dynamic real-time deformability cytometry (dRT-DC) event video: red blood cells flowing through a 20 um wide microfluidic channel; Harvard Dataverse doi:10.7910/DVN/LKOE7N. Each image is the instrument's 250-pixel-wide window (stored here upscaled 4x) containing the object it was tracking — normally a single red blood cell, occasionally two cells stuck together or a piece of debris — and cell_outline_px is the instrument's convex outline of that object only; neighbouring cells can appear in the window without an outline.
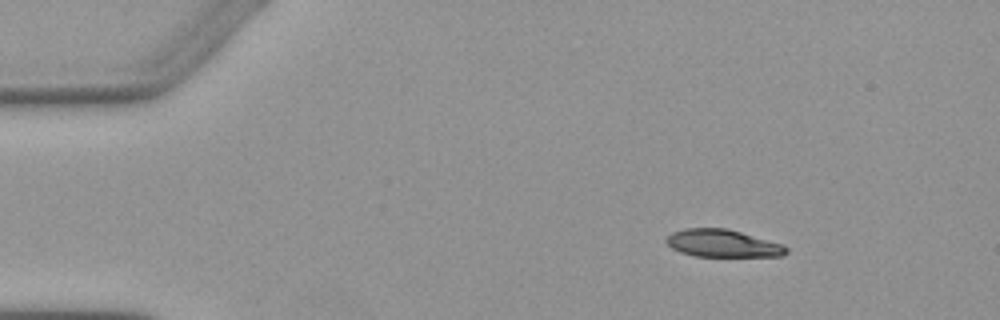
{"species": "Egyptian fruit bat (a non-hibernating species)", "species_latin": "Rousettus aegyptiacus", "temperature_condition": "warm", "stored_images_in_passage": 4, "camera_frame_rate_fps": 3000, "um_per_image_px": 0.085, "animal": {"sex": "female"}, "frame": {"image": 1, "passage_image": 1, "time_ms": 0.0, "image_size_px": [1000, 320], "cell_outline_px": [[788, 252], [784, 256], [692, 256], [680, 252], [672, 248], [664, 240], [672, 232], [684, 228], [728, 228], [784, 244], [788, 248]], "centroid_in_image_um": [61.44, 20.68], "position_along_channel_um": 23.6, "area_um2": 19.42}}
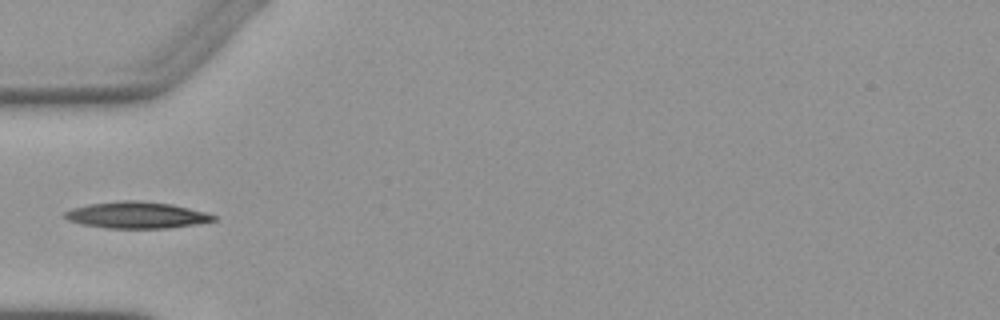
{"frame": {"image": 2, "passage_image": 4, "time_ms": 3.333, "image_size_px": [1000, 320], "cell_outline_px": [[216, 220], [196, 224], [168, 228], [108, 228], [84, 224], [68, 220], [64, 216], [64, 212], [72, 208], [88, 204], [120, 200], [140, 200], [172, 204], [208, 212], [216, 216]], "centroid_in_image_um": [11.64, 18.27], "position_along_channel_um": 73.4, "area_um2": 23.06}}